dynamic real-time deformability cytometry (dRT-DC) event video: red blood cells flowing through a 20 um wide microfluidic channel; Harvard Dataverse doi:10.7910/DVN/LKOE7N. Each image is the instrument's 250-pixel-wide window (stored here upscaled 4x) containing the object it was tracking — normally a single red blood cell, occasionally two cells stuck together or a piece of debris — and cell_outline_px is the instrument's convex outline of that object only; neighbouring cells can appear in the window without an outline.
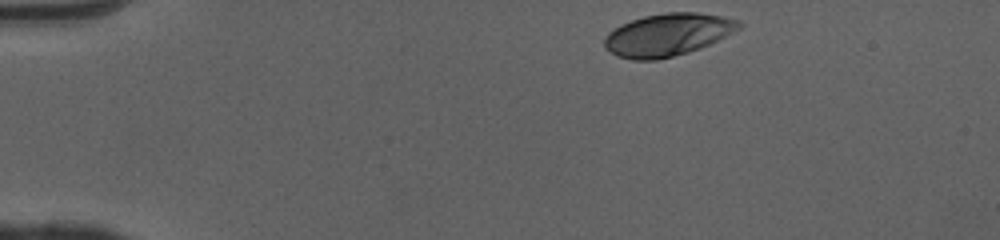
{"species": "human", "species_latin": "Homo sapiens", "temperature_condition": "cold", "stored_images_in_passage": 37, "camera_frame_rate_fps": 3000, "um_per_image_px": 0.085, "donor": {"sex": "female"}, "frame": {"image": 1, "passage_image": 1, "time_ms": 0.0, "image_size_px": [1000, 240], "cell_outline_px": [[744, 24], [740, 28], [700, 48], [688, 52], [656, 60], [632, 60], [616, 56], [604, 48], [604, 36], [608, 32], [620, 24], [644, 16], [664, 12], [696, 12], [720, 16], [740, 20]], "centroid_in_image_um": [56.7, 2.95], "position_along_channel_um": 28.3, "area_um2": 33.29}}
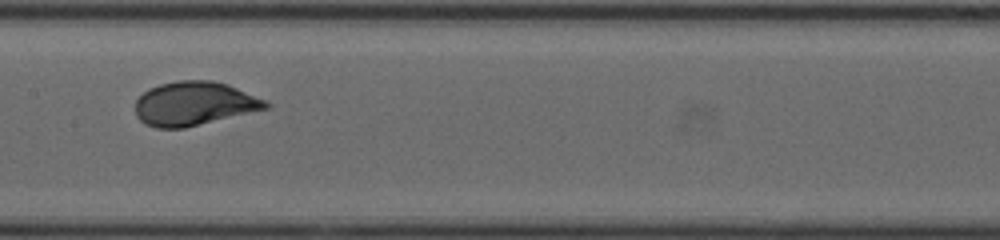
{"frame": {"image": 2, "passage_image": 19, "time_ms": 6.0, "image_size_px": [1000, 240], "cell_outline_px": [[272, 104], [268, 108], [184, 128], [156, 128], [144, 124], [136, 116], [136, 100], [148, 88], [160, 84], [176, 80], [212, 80], [228, 84], [268, 100]], "centroid_in_image_um": [16.52, 8.8], "position_along_channel_um": 190.9, "area_um2": 33.52}}
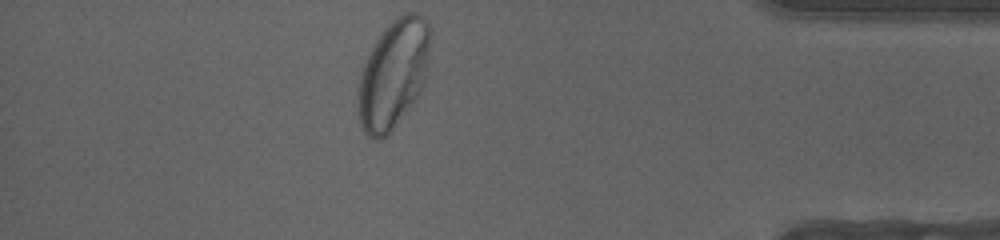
{"frame": {"image": 3, "passage_image": 37, "time_ms": 12.0, "image_size_px": [1000, 240], "cell_outline_px": [[432, 32], [424, 84], [420, 92], [388, 136], [380, 140], [376, 140], [368, 136], [364, 132], [356, 108], [356, 88], [360, 72], [376, 40], [384, 28], [396, 16], [404, 12], [416, 12], [424, 16], [432, 28]], "centroid_in_image_um": [33.42, 6.28], "position_along_channel_um": 401.8, "area_um2": 46.47}, "authors_computed_cell_mechanics": {"area_um2": 32.657, "velocity_mm_per_s": 4.0601, "shape_relaxation_time_tau1_ms": 2.4041, "shape_relaxation_time_tau2_ms": null, "deformation_change_tau1": 0.1552, "deformation_change_tau2": null}}